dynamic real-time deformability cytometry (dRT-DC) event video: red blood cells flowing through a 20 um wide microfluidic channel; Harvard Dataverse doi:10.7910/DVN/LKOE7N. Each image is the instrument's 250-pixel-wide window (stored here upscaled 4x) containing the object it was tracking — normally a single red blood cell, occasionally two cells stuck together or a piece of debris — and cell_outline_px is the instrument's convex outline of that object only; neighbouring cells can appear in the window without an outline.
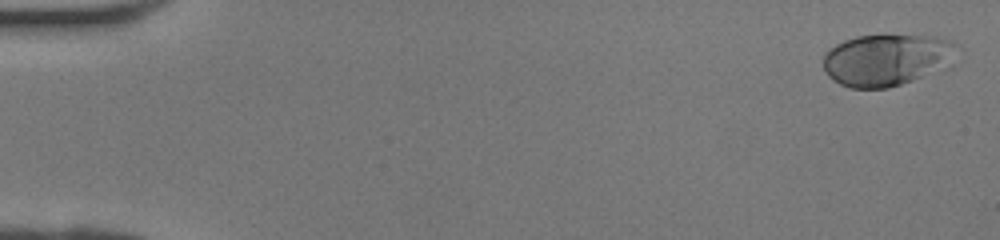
{"species": "human", "species_latin": "Homo sapiens", "temperature_condition": "room temperature", "stored_images_in_passage": 41, "camera_frame_rate_fps": 3000, "um_per_image_px": 0.085, "donor": {"sex": "female"}, "frame": {"image": 1, "passage_image": 1, "time_ms": 0.0, "image_size_px": [1000, 240], "cell_outline_px": [[960, 44], [952, 68], [888, 88], [848, 88], [840, 84], [828, 76], [824, 68], [824, 52], [836, 44], [844, 40], [856, 36], [936, 36], [952, 40]], "centroid_in_image_um": [75.48, 5.09], "position_along_channel_um": 9.5, "area_um2": 41.21}}
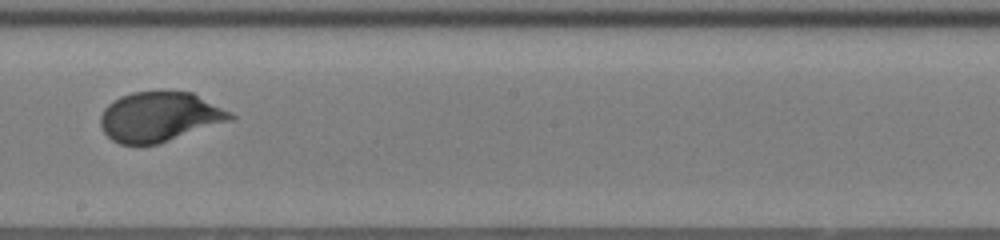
{"frame": {"image": 2, "passage_image": 24, "time_ms": 7.667, "image_size_px": [1000, 240], "cell_outline_px": [[236, 116], [232, 120], [156, 144], [120, 144], [112, 140], [104, 132], [100, 124], [100, 116], [104, 108], [108, 104], [120, 96], [132, 92], [192, 92], [232, 112]], "centroid_in_image_um": [13.55, 9.92], "position_along_channel_um": 234.6, "area_um2": 37.34}}
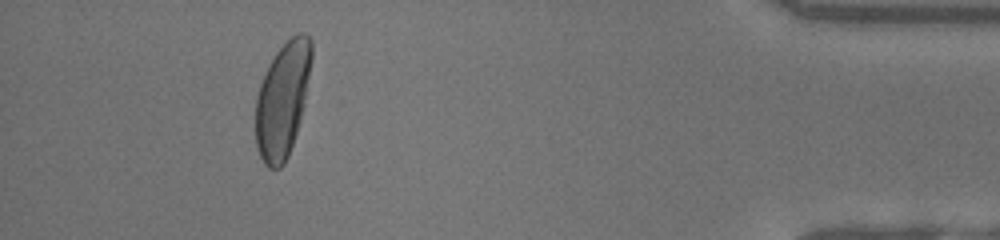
{"frame": {"image": 3, "passage_image": 38, "time_ms": 12.333, "image_size_px": [1000, 240], "cell_outline_px": [[312, 56], [304, 104], [300, 120], [288, 156], [284, 164], [280, 168], [268, 168], [264, 164], [260, 156], [256, 144], [256, 96], [260, 84], [268, 64], [276, 52], [296, 32], [304, 32], [312, 40]], "centroid_in_image_um": [24.01, 8.46], "position_along_channel_um": 411.2, "area_um2": 37.34}}